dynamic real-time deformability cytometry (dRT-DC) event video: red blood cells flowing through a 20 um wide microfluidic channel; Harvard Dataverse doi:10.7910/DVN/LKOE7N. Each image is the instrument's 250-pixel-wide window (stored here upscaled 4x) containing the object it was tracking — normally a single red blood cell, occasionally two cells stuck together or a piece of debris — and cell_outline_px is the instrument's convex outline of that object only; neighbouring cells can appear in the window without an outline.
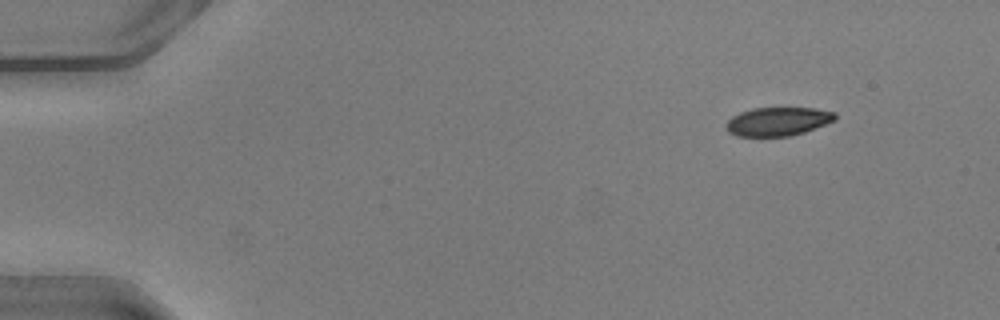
{"species": "common noctule bat (a hibernating species)", "species_latin": "Nyctalus noctula", "temperature_condition": "warm", "stored_images_in_passage": 46, "camera_frame_rate_fps": 3000, "um_per_image_px": 0.085, "animal": {"sex": "male", "body_mass_g": 20.5, "forearm_length_mm": 52.5}, "frame": {"image": 1, "passage_image": 1, "time_ms": 0.0, "image_size_px": [1000, 320], "cell_outline_px": [[836, 120], [804, 132], [788, 136], [736, 136], [728, 132], [728, 120], [732, 116], [740, 112], [752, 108], [816, 108], [836, 112]], "centroid_in_image_um": [66.15, 10.32], "position_along_channel_um": 18.9, "area_um2": 18.09}}
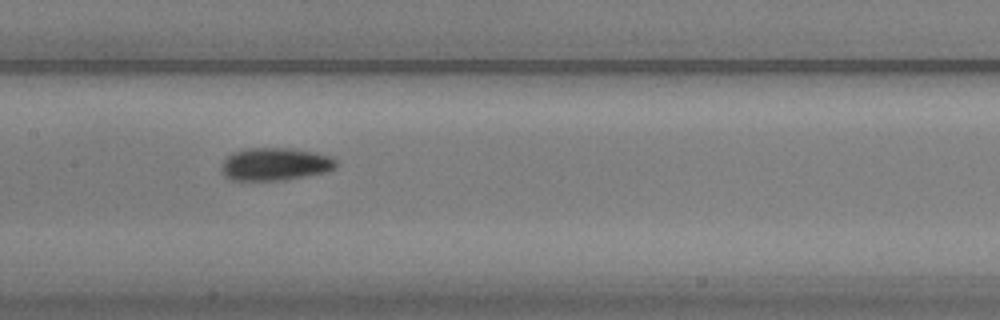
{"frame": {"image": 2, "passage_image": 21, "time_ms": 6.667, "image_size_px": [1000, 320], "cell_outline_px": [[336, 168], [324, 172], [284, 180], [232, 180], [224, 176], [220, 172], [220, 168], [224, 160], [232, 152], [248, 148], [288, 148], [316, 152], [332, 156], [336, 160]], "centroid_in_image_um": [23.36, 13.95], "position_along_channel_um": 184.0, "area_um2": 21.96}}
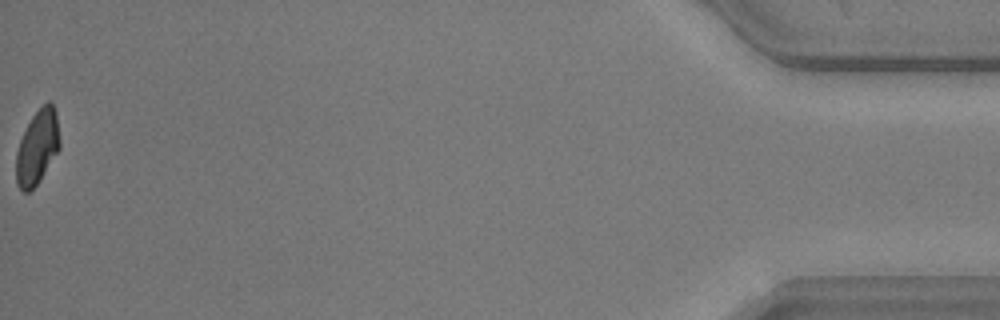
{"frame": {"image": 3, "passage_image": 46, "time_ms": 15.0, "image_size_px": [1000, 320], "cell_outline_px": [[60, 148], [36, 184], [28, 192], [24, 192], [16, 184], [16, 152], [20, 140], [32, 116], [48, 100], [52, 100], [56, 112], [60, 140]], "centroid_in_image_um": [3.18, 12.48], "position_along_channel_um": 432.0, "area_um2": 18.67}, "authors_computed_cell_mechanics": {"area_um2": 20.5479, "velocity_mm_per_s": 4.0884, "shape_relaxation_time_tau1_ms": 2.7731, "shape_relaxation_time_tau2_ms": 3.0307, "deformation_change_tau1": 0.1166, "deformation_change_tau2": 0.0642}}